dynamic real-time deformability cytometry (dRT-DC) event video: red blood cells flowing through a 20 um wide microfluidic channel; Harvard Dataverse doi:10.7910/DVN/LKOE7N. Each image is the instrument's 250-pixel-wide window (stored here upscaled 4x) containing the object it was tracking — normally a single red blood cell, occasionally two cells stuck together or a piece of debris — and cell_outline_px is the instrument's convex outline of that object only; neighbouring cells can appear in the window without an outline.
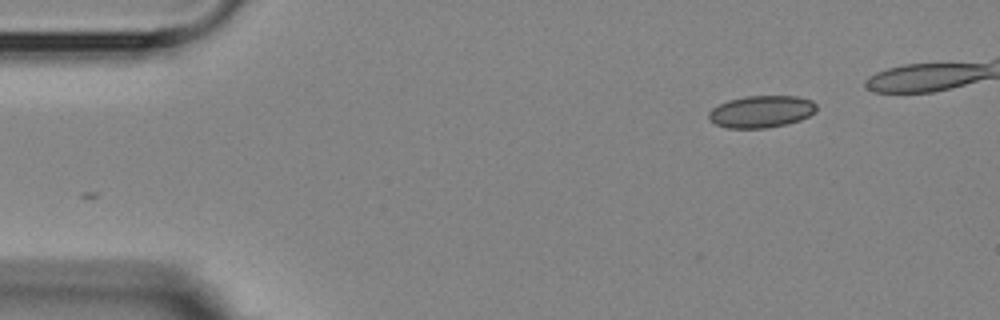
{"species": "Egyptian fruit bat (a non-hibernating species)", "species_latin": "Rousettus aegyptiacus", "temperature_condition": "room temperature", "stored_images_in_passage": 2, "camera_frame_rate_fps": 3000, "um_per_image_px": 0.085, "animal": {"sex": "female"}, "frame": {"image": 1, "passage_image": 2, "time_ms": 1.333, "image_size_px": [1000, 320], "cell_outline_px": [[816, 112], [800, 120], [784, 124], [764, 128], [728, 128], [716, 124], [708, 120], [708, 112], [712, 108], [728, 100], [744, 96], [796, 96], [812, 100], [816, 104]], "centroid_in_image_um": [64.7, 9.48], "position_along_channel_um": 20.3, "area_um2": 20.11}}